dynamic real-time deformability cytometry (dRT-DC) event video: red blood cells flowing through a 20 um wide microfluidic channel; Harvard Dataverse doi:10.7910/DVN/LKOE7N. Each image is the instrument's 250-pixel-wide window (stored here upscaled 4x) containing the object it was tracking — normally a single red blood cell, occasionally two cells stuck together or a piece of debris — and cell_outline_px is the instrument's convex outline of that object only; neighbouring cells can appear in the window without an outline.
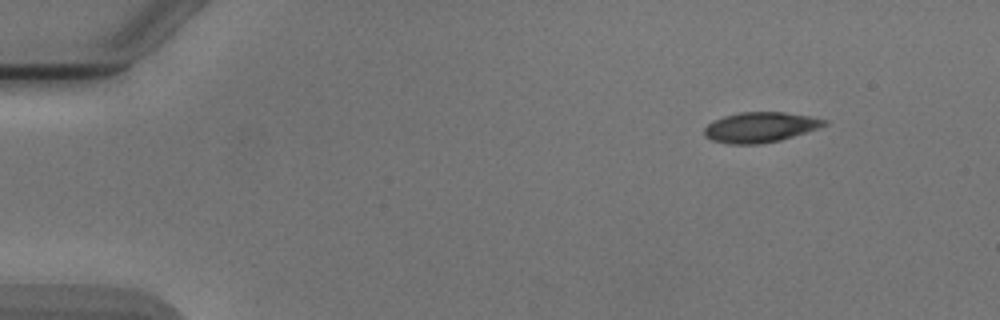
{"species": "Egyptian fruit bat (a non-hibernating species)", "species_latin": "Rousettus aegyptiacus", "temperature_condition": "cold", "stored_images_in_passage": 5, "segment_of_instrument_passage": [1, 2], "camera_frame_rate_fps": 3000, "um_per_image_px": 0.085, "animal": {"sex": "male"}, "frame": {"image": 1, "passage_image": 1, "time_ms": 0.0, "image_size_px": [1000, 320], "cell_outline_px": [[828, 124], [780, 140], [760, 144], [728, 144], [712, 140], [704, 136], [704, 128], [712, 120], [724, 116], [740, 112], [784, 112], [808, 116], [828, 120]], "centroid_in_image_um": [64.57, 10.81], "position_along_channel_um": 20.4, "area_um2": 20.98}}
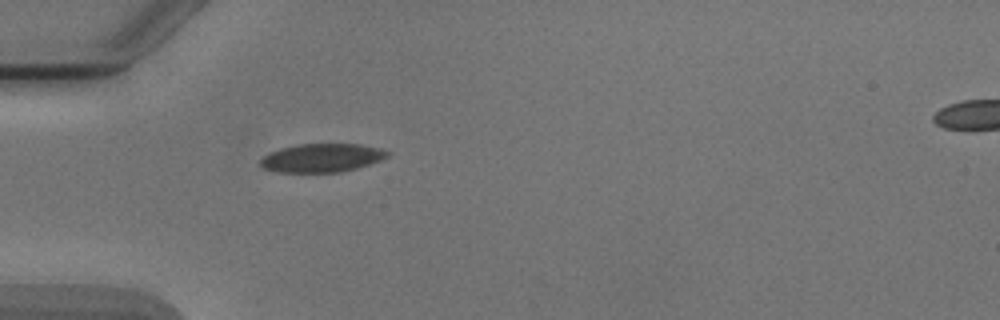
{"frame": {"image": 2, "passage_image": 4, "time_ms": 3.333, "image_size_px": [1000, 320], "cell_outline_px": [[392, 152], [388, 156], [380, 160], [356, 168], [340, 172], [276, 172], [264, 168], [260, 164], [260, 160], [264, 156], [280, 148], [300, 144], [360, 144], [380, 148]], "centroid_in_image_um": [27.37, 13.41], "position_along_channel_um": 57.6, "area_um2": 20.98}}